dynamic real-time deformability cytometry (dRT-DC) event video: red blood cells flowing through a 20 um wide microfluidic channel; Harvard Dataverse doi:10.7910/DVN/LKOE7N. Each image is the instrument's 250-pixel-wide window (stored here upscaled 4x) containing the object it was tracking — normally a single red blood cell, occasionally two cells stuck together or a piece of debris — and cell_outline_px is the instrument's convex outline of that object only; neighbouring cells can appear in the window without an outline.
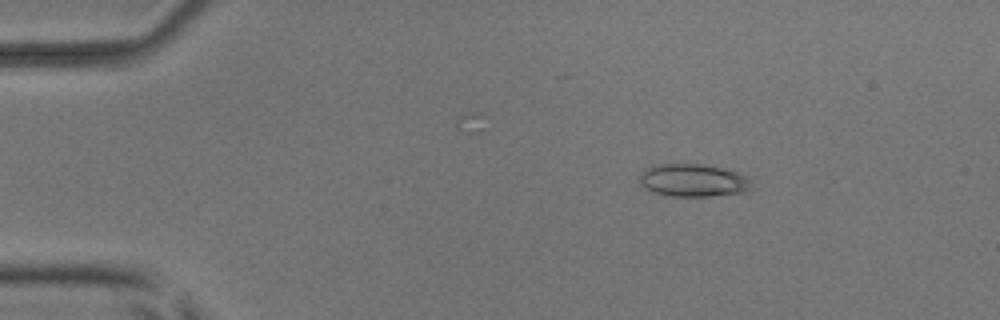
{"species": "common noctule bat (a hibernating species)", "species_latin": "Nyctalus noctula", "temperature_condition": "room temperature", "stored_images_in_passage": 3, "camera_frame_rate_fps": 3000, "um_per_image_px": 0.085, "animal": {"sex": "male", "body_mass_g": 17.9, "forearm_length_mm": 54.2}, "frame": {"image": 1, "passage_image": 2, "time_ms": 0.333, "image_size_px": [1000, 320], "cell_outline_px": [[748, 192], [708, 196], [672, 196], [652, 192], [644, 188], [640, 184], [640, 172], [644, 168], [652, 164], [700, 164], [720, 168], [736, 172], [744, 176], [748, 180]], "centroid_in_image_um": [58.81, 15.33], "position_along_channel_um": 26.2, "area_um2": 21.21}}